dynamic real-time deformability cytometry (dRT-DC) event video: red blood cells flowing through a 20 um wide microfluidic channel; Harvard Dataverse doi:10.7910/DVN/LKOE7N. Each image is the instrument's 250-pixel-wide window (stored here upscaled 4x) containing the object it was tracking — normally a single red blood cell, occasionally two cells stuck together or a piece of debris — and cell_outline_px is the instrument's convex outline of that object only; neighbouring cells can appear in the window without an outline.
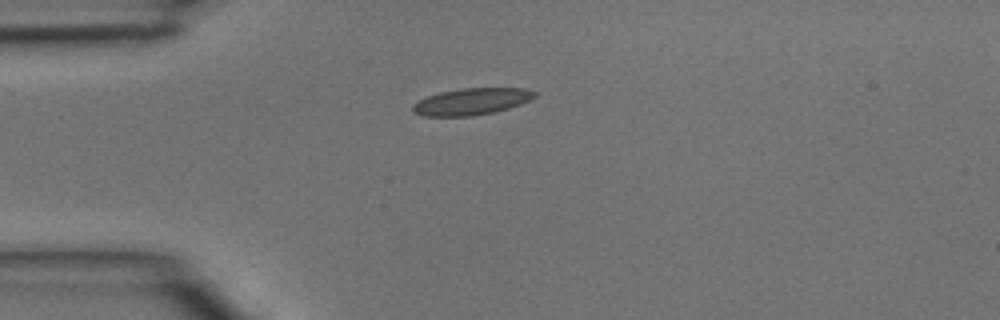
{"species": "common noctule bat (a hibernating species)", "species_latin": "Nyctalus noctula", "temperature_condition": "room temperature", "stored_images_in_passage": 4, "camera_frame_rate_fps": 3000, "um_per_image_px": 0.085, "animal": {"sex": "male", "body_mass_g": 15.6}, "frame": {"image": 1, "passage_image": 4, "time_ms": 1.0, "image_size_px": [1000, 320], "cell_outline_px": [[536, 96], [520, 104], [496, 112], [472, 116], [424, 116], [412, 112], [412, 104], [428, 96], [440, 92], [460, 88], [524, 88], [536, 92]], "centroid_in_image_um": [40.06, 8.63], "position_along_channel_um": 44.9, "area_um2": 18.96}}